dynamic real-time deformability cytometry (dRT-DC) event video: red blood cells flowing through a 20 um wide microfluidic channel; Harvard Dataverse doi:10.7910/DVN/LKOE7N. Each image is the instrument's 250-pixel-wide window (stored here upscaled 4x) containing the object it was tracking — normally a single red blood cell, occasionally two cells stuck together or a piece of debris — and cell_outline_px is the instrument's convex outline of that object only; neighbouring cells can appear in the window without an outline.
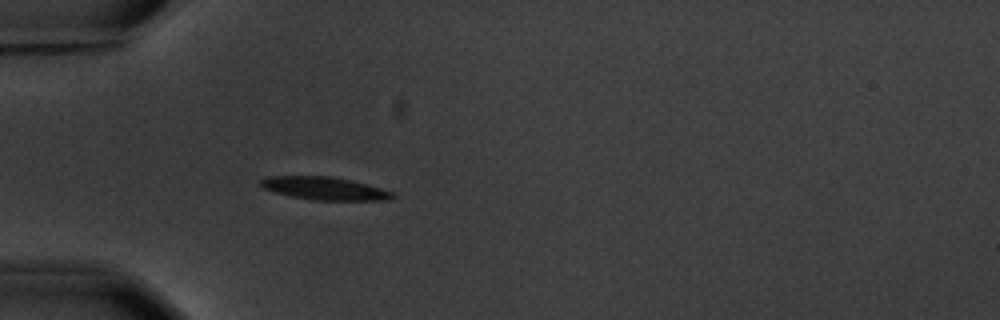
{"species": "common noctule bat (a hibernating species)", "species_latin": "Nyctalus noctula", "temperature_condition": "warm", "stored_images_in_passage": 6, "camera_frame_rate_fps": 3000, "um_per_image_px": 0.085, "animal": {"sex": "male", "body_mass_g": 20.1, "forearm_length_mm": 53.5}, "frame": {"image": 1, "passage_image": 6, "time_ms": 6.0, "image_size_px": [1000, 320], "cell_outline_px": [[396, 196], [388, 200], [312, 200], [292, 196], [276, 192], [264, 188], [260, 184], [260, 180], [268, 176], [332, 176], [380, 188], [392, 192]], "centroid_in_image_um": [27.57, 16.01], "position_along_channel_um": 57.4, "area_um2": 17.28}}